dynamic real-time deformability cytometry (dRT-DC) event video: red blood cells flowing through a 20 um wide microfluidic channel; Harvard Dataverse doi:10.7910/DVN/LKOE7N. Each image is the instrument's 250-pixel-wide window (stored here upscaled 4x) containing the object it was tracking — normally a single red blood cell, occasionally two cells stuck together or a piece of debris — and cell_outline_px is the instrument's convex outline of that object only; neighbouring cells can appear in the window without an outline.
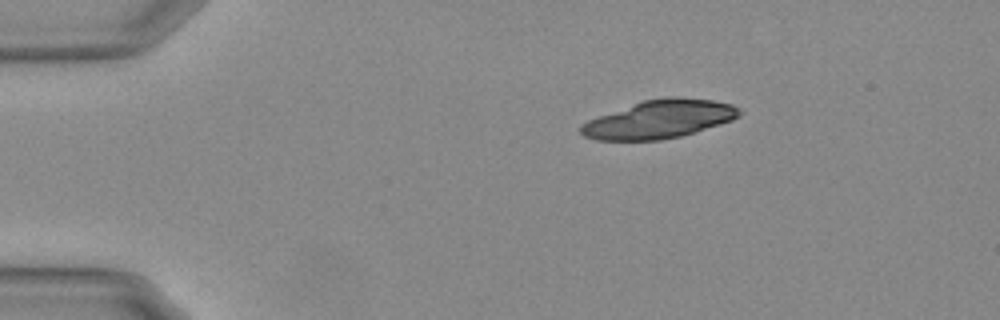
{"species": "Egyptian fruit bat (a non-hibernating species)", "species_latin": "Rousettus aegyptiacus", "temperature_condition": "warm", "stored_images_in_passage": 4, "camera_frame_rate_fps": 3000, "um_per_image_px": 0.085, "animal": {"sex": "female"}, "frame": {"image": 1, "passage_image": 1, "time_ms": 0.0, "image_size_px": [1000, 320], "cell_outline_px": [[744, 112], [740, 116], [732, 120], [680, 136], [660, 140], [596, 140], [584, 136], [580, 132], [580, 124], [588, 120], [644, 100], [668, 96], [676, 96], [712, 100], [732, 104], [740, 108]], "centroid_in_image_um": [56.07, 10.13], "position_along_channel_um": 28.9, "area_um2": 35.08}}